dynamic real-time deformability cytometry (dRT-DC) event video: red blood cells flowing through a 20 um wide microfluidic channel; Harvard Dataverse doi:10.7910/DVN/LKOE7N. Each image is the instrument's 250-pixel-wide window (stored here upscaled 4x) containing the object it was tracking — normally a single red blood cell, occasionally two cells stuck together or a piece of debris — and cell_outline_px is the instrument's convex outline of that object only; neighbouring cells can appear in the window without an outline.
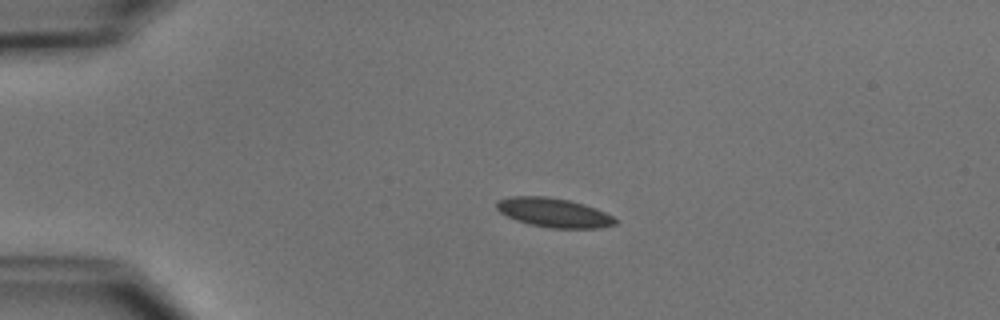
{"species": "common noctule bat (a hibernating species)", "species_latin": "Nyctalus noctula", "temperature_condition": "cold", "stored_images_in_passage": 54, "camera_frame_rate_fps": 3000, "um_per_image_px": 0.085, "animal": {"sex": "male", "body_mass_g": 15.6}, "frame": {"image": 1, "passage_image": 12, "time_ms": 3.667, "image_size_px": [1000, 320], "cell_outline_px": [[620, 220], [616, 224], [600, 228], [552, 228], [528, 224], [516, 220], [500, 212], [496, 208], [496, 204], [500, 200], [512, 196], [544, 196], [568, 200], [584, 204], [596, 208]], "centroid_in_image_um": [47.11, 18.08], "position_along_channel_um": 37.9, "area_um2": 20.11}}
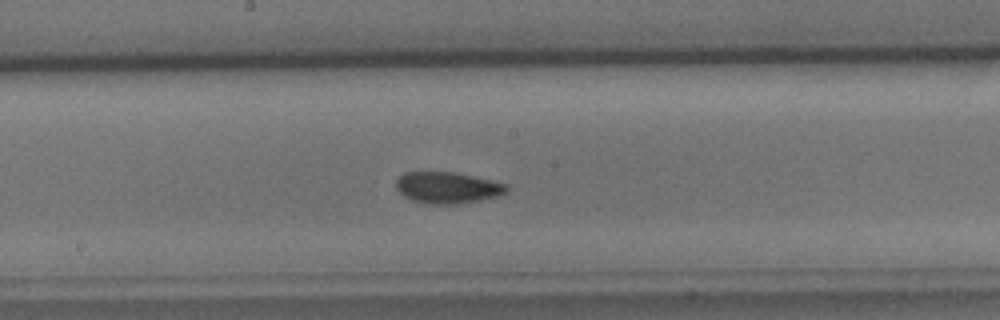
{"frame": {"image": 2, "passage_image": 29, "time_ms": 9.333, "image_size_px": [1000, 320], "cell_outline_px": [[508, 188], [500, 196], [460, 204], [428, 204], [412, 200], [404, 196], [396, 188], [396, 180], [404, 172], [452, 172], [492, 180], [508, 184]], "centroid_in_image_um": [38.04, 15.96], "position_along_channel_um": 210.2, "area_um2": 20.23}}
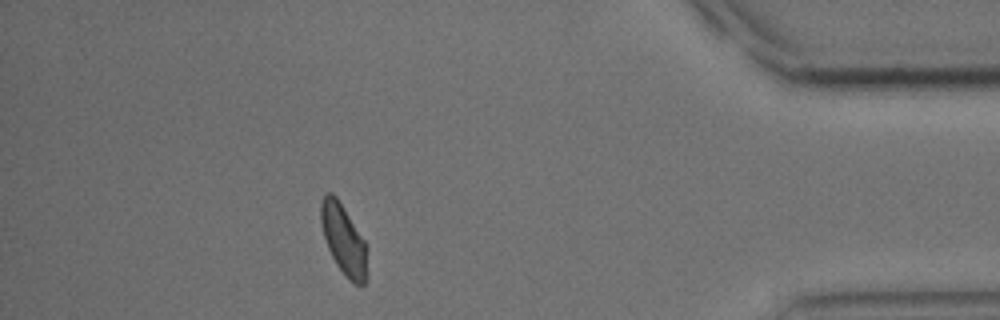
{"frame": {"image": 3, "passage_image": 48, "time_ms": 15.667, "image_size_px": [1000, 320], "cell_outline_px": [[364, 284], [356, 284], [348, 280], [336, 264], [328, 248], [324, 236], [320, 220], [320, 200], [324, 192], [332, 192], [336, 196], [364, 240]], "centroid_in_image_um": [29.11, 20.27], "position_along_channel_um": 406.1, "area_um2": 18.21}, "authors_computed_cell_mechanics": {"area_um2": 19.5364, "velocity_mm_per_s": 3.7373, "shape_relaxation_time_tau1_ms": 3.293, "shape_relaxation_time_tau2_ms": 3.698, "deformation_change_tau1": 0.0975, "deformation_change_tau2": 0.0618}}